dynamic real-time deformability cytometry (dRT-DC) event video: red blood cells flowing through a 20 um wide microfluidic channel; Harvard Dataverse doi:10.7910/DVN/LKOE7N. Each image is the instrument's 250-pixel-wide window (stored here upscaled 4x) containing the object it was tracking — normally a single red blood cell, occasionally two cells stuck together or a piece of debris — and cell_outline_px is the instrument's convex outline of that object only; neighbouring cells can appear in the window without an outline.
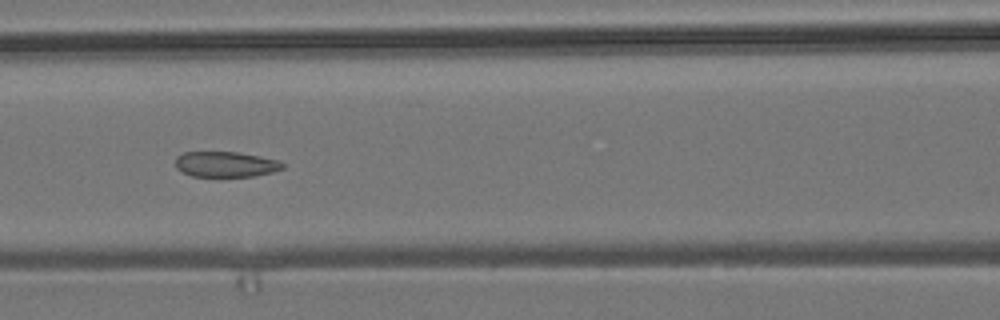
{"species": "common noctule bat (a hibernating species)", "species_latin": "Nyctalus noctula", "temperature_condition": "room temperature", "stored_images_in_passage": 5, "camera_frame_rate_fps": 3000, "um_per_image_px": 0.085, "animal": {"sex": "male", "body_mass_g": 19.2, "forearm_length_mm": 51.8}, "frame": {"image": 1, "passage_image": 3, "time_ms": 2.333, "image_size_px": [1000, 320], "cell_outline_px": [[284, 168], [272, 172], [252, 176], [192, 176], [176, 168], [176, 156], [184, 152], [236, 152], [260, 156], [276, 160], [284, 164]], "centroid_in_image_um": [19.17, 13.96], "position_along_channel_um": 147.4, "area_um2": 15.72}}
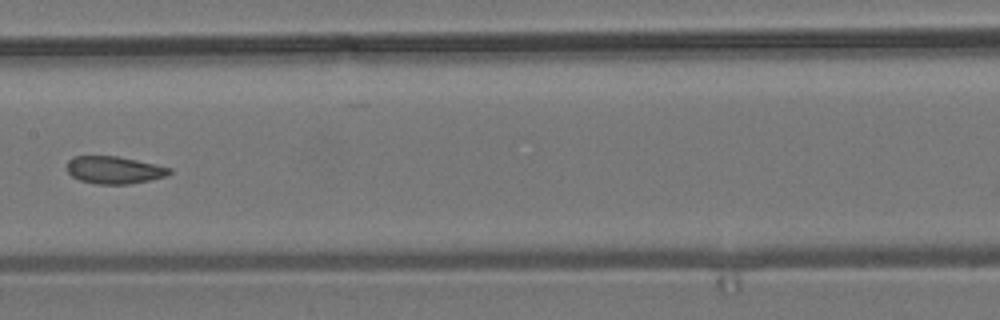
{"frame": {"image": 2, "passage_image": 4, "time_ms": 3.667, "image_size_px": [1000, 320], "cell_outline_px": [[172, 172], [168, 176], [128, 184], [96, 184], [80, 180], [72, 176], [68, 172], [68, 160], [72, 156], [116, 156], [156, 164], [172, 168]], "centroid_in_image_um": [9.73, 14.45], "position_along_channel_um": 197.7, "area_um2": 16.36}}
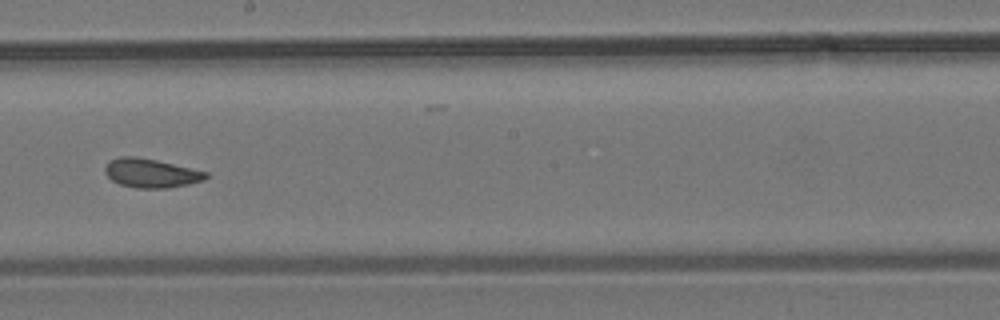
{"frame": {"image": 3, "passage_image": 5, "time_ms": 4.667, "image_size_px": [1000, 320], "cell_outline_px": [[208, 176], [204, 180], [188, 184], [168, 188], [136, 188], [120, 184], [112, 180], [104, 172], [104, 168], [108, 160], [120, 156], [136, 156], [156, 160], [208, 172]], "centroid_in_image_um": [12.8, 14.71], "position_along_channel_um": 235.4, "area_um2": 17.05}}